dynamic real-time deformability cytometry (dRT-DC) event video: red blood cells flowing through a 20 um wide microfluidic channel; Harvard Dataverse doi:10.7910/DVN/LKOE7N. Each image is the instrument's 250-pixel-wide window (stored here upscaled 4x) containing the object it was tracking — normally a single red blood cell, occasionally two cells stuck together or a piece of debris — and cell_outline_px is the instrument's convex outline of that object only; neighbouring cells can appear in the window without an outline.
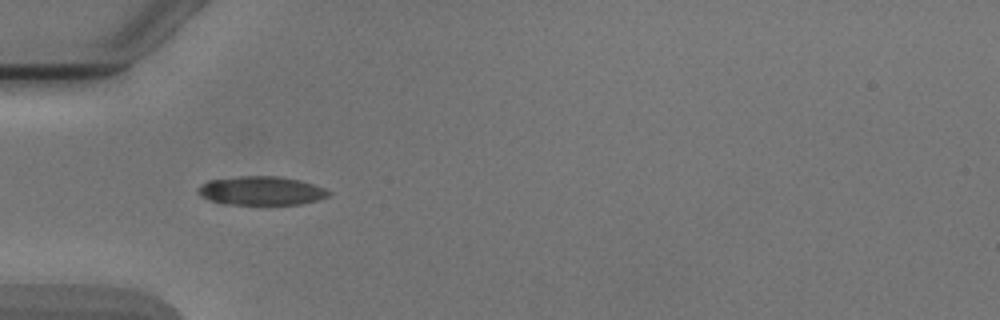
{"species": "Egyptian fruit bat (a non-hibernating species)", "species_latin": "Rousettus aegyptiacus", "temperature_condition": "cold", "stored_images_in_passage": 5, "camera_frame_rate_fps": 3000, "um_per_image_px": 0.085, "animal": {"sex": "male"}, "frame": {"image": 1, "passage_image": 4, "time_ms": 4.333, "image_size_px": [1000, 320], "cell_outline_px": [[332, 192], [328, 196], [316, 200], [300, 204], [268, 208], [264, 208], [220, 204], [208, 200], [200, 196], [196, 192], [196, 188], [208, 180], [240, 176], [280, 176], [300, 180], [324, 188]], "centroid_in_image_um": [22.15, 16.28], "position_along_channel_um": 62.8, "area_um2": 23.24}}
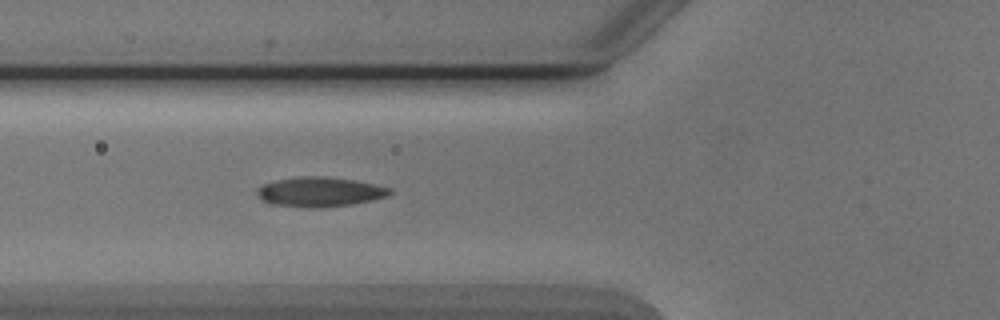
{"frame": {"image": 2, "passage_image": 5, "time_ms": 5.333, "image_size_px": [1000, 320], "cell_outline_px": [[392, 192], [388, 196], [372, 200], [352, 204], [320, 208], [312, 208], [268, 204], [256, 192], [256, 188], [264, 184], [276, 180], [300, 176], [324, 176], [356, 180], [392, 188]], "centroid_in_image_um": [27.19, 16.31], "position_along_channel_um": 98.6, "area_um2": 23.06}}